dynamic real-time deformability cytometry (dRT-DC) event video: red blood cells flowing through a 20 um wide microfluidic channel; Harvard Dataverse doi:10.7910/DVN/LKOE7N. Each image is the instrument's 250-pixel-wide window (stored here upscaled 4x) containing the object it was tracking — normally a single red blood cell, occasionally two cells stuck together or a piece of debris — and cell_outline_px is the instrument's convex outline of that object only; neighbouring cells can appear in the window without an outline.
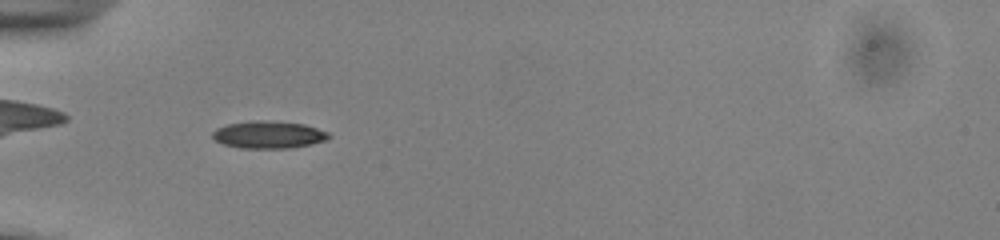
{"species": "common noctule bat (a hibernating species)", "species_latin": "Nyctalus noctula", "temperature_condition": "cold", "stored_images_in_passage": 54, "camera_frame_rate_fps": 3000, "um_per_image_px": 0.085, "animal": {"sex": "male", "body_mass_g": 13.0, "forearm_length_mm": 53.1}, "frame": {"image": 1, "passage_image": 18, "time_ms": 5.667, "image_size_px": [1000, 240], "cell_outline_px": [[332, 136], [324, 140], [292, 148], [240, 148], [224, 144], [216, 140], [212, 136], [212, 132], [216, 128], [228, 124], [256, 120], [260, 120], [304, 124], [328, 132]], "centroid_in_image_um": [22.81, 11.45], "position_along_channel_um": 62.2, "area_um2": 18.26}}
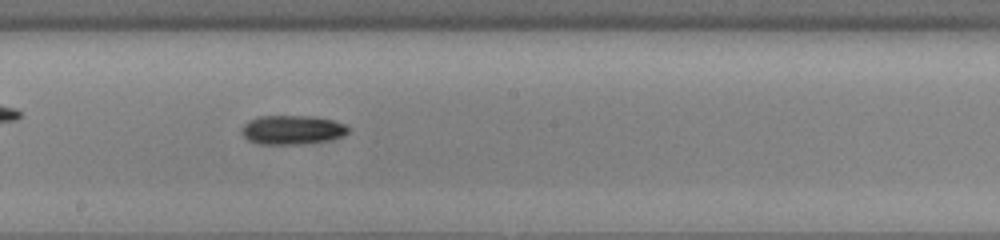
{"frame": {"image": 2, "passage_image": 31, "time_ms": 10.0, "image_size_px": [1000, 240], "cell_outline_px": [[352, 128], [344, 136], [332, 140], [304, 144], [256, 144], [248, 140], [240, 132], [240, 128], [248, 120], [256, 116], [312, 116], [332, 120], [344, 124]], "centroid_in_image_um": [24.83, 11.04], "position_along_channel_um": 223.4, "area_um2": 18.5}}
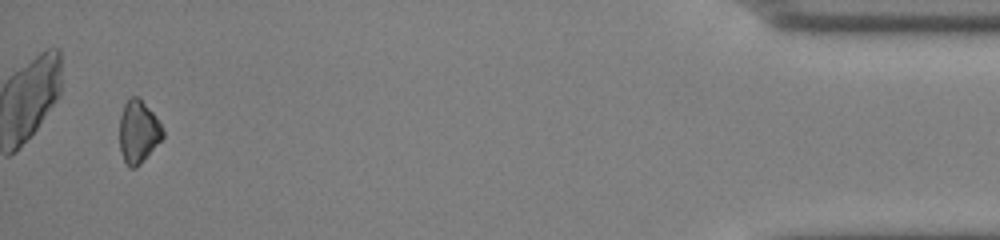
{"frame": {"image": 3, "passage_image": 52, "time_ms": 17.0, "image_size_px": [1000, 240], "cell_outline_px": [[164, 136], [140, 164], [136, 168], [128, 168], [120, 152], [120, 116], [124, 104], [132, 96], [136, 96], [152, 112], [160, 124], [164, 132]], "centroid_in_image_um": [11.73, 11.23], "position_along_channel_um": 423.5, "area_um2": 15.49}, "authors_computed_cell_mechanics": {"area_um2": 16.8487, "velocity_mm_per_s": 3.8782, "shape_relaxation_time_tau1_ms": 2.3259, "shape_relaxation_time_tau2_ms": null, "deformation_change_tau1": 0.0756, "deformation_change_tau2": null}}